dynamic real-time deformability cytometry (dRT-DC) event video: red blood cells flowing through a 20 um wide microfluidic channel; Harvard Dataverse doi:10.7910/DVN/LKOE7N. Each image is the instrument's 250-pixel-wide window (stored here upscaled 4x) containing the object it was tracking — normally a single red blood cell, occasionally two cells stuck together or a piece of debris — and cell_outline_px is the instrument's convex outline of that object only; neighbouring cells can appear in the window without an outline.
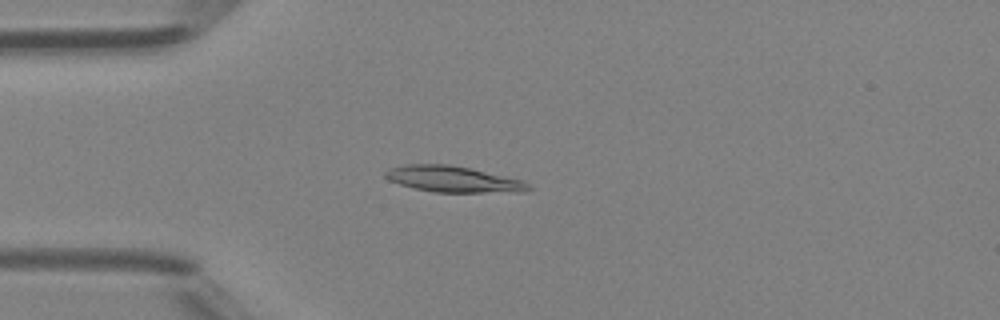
{"species": "Egyptian fruit bat (a non-hibernating species)", "species_latin": "Rousettus aegyptiacus", "temperature_condition": "room temperature", "stored_images_in_passage": 47, "camera_frame_rate_fps": 3000, "um_per_image_px": 0.085, "animal": {"sex": "female"}, "frame": {"image": 1, "passage_image": 12, "time_ms": 3.667, "image_size_px": [1000, 320], "cell_outline_px": [[532, 188], [524, 192], [432, 192], [400, 184], [388, 180], [384, 176], [384, 172], [388, 168], [408, 164], [448, 164], [472, 168], [524, 180]], "centroid_in_image_um": [38.54, 15.22], "position_along_channel_um": 46.5, "area_um2": 21.91}}
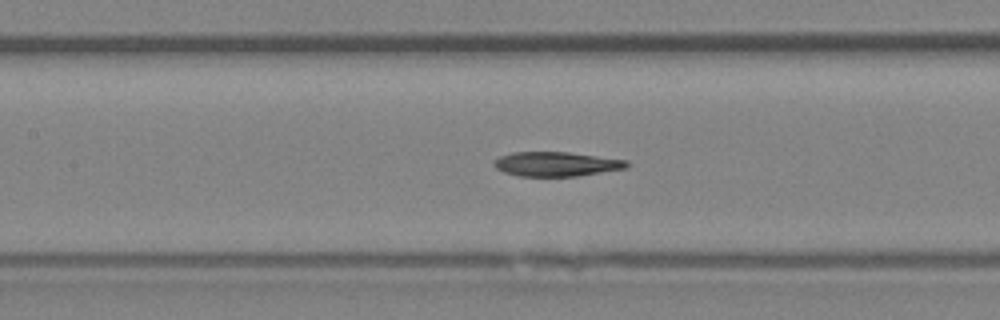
{"frame": {"image": 2, "passage_image": 21, "time_ms": 6.667, "image_size_px": [1000, 320], "cell_outline_px": [[632, 164], [628, 168], [576, 176], [516, 176], [504, 172], [496, 168], [492, 164], [492, 160], [500, 156], [512, 152], [568, 152], [628, 160]], "centroid_in_image_um": [47.29, 13.94], "position_along_channel_um": 160.1, "area_um2": 19.13}}
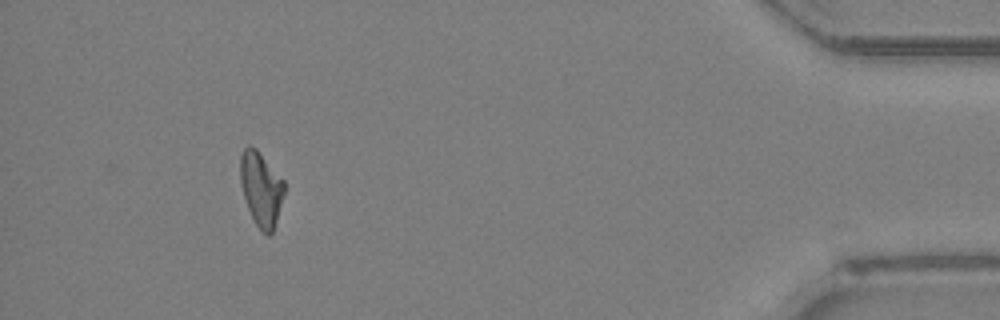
{"frame": {"image": 3, "passage_image": 43, "time_ms": 14.0, "image_size_px": [1000, 320], "cell_outline_px": [[284, 192], [276, 220], [272, 232], [268, 236], [256, 224], [248, 208], [240, 184], [240, 156], [244, 148], [248, 144], [256, 148], [284, 180]], "centroid_in_image_um": [22.17, 16.0], "position_along_channel_um": 413.0, "area_um2": 18.73}}